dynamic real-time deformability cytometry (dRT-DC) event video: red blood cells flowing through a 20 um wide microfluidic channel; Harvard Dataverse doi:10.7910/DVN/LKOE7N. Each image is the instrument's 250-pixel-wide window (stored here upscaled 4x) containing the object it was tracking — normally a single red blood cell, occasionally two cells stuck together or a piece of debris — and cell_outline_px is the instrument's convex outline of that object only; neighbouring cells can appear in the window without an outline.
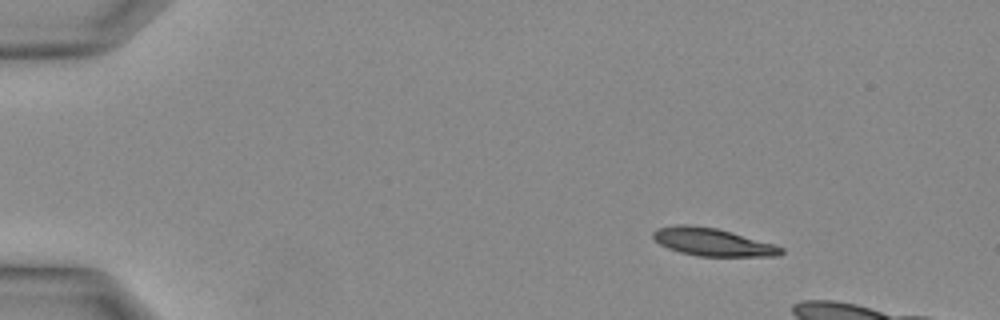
{"species": "Egyptian fruit bat (a non-hibernating species)", "species_latin": "Rousettus aegyptiacus", "temperature_condition": "warm", "stored_images_in_passage": 26, "camera_frame_rate_fps": 3000, "um_per_image_px": 0.085, "animal": {"sex": "female"}, "frame": {"image": 1, "passage_image": 1, "time_ms": 0.0, "image_size_px": [1000, 320], "cell_outline_px": [[784, 252], [780, 256], [700, 256], [680, 252], [668, 248], [660, 244], [652, 236], [652, 232], [656, 228], [676, 224], [692, 224], [716, 228], [732, 232], [772, 244], [784, 248]], "centroid_in_image_um": [60.53, 20.56], "position_along_channel_um": 24.5, "area_um2": 20.69}}
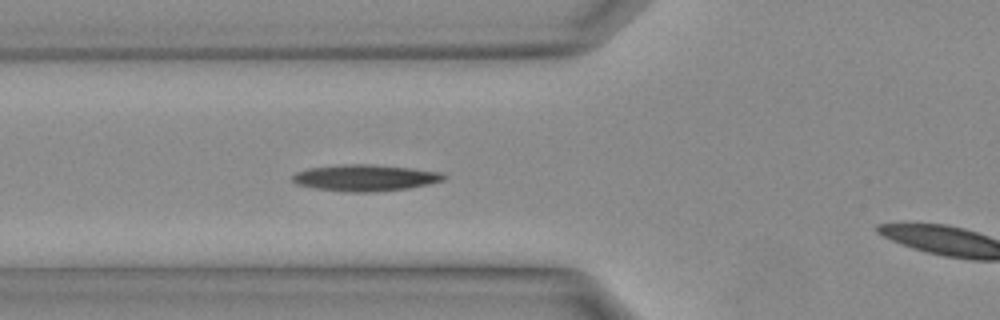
{"frame": {"image": 2, "passage_image": 9, "time_ms": 2.667, "image_size_px": [1000, 320], "cell_outline_px": [[448, 176], [444, 180], [428, 184], [408, 188], [372, 192], [348, 192], [316, 188], [296, 184], [292, 180], [292, 176], [296, 172], [308, 168], [344, 164], [372, 164], [412, 168], [440, 172]], "centroid_in_image_um": [31.05, 15.11], "position_along_channel_um": 94.8, "area_um2": 23.29}}
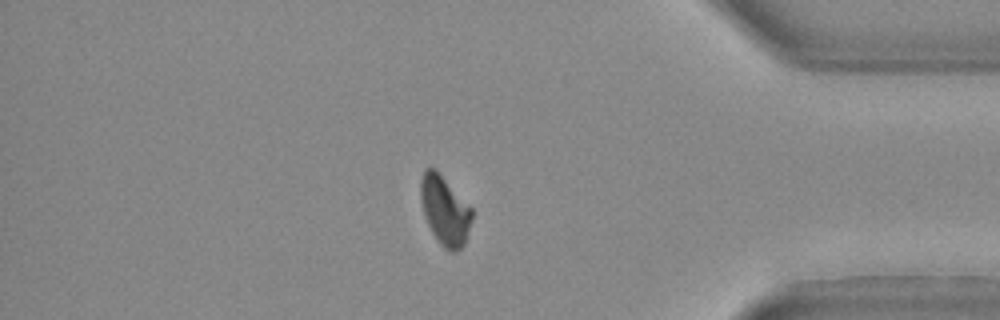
{"frame": {"image": 3, "passage_image": 25, "time_ms": 8.0, "image_size_px": [1000, 320], "cell_outline_px": [[472, 220], [464, 244], [456, 252], [452, 252], [444, 248], [440, 244], [432, 232], [424, 216], [420, 196], [420, 180], [424, 168], [436, 168], [472, 208]], "centroid_in_image_um": [37.8, 17.86], "position_along_channel_um": 397.4, "area_um2": 20.75}}